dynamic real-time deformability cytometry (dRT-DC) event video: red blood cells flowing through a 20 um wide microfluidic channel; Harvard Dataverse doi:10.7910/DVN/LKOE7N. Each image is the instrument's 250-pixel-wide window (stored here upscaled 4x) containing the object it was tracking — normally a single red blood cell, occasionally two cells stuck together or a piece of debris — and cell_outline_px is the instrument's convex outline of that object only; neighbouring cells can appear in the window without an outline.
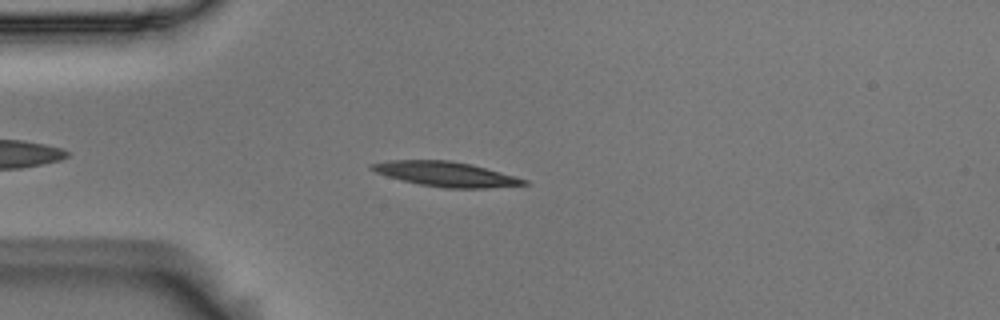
{"species": "Egyptian fruit bat (a non-hibernating species)", "species_latin": "Rousettus aegyptiacus", "temperature_condition": "room temperature", "stored_images_in_passage": 47, "camera_frame_rate_fps": 3000, "um_per_image_px": 0.085, "animal": {"sex": "male"}, "frame": {"image": 1, "passage_image": 7, "time_ms": 2.0, "image_size_px": [1000, 320], "cell_outline_px": [[532, 184], [488, 188], [444, 188], [420, 184], [388, 176], [376, 172], [368, 168], [368, 164], [388, 160], [452, 160], [472, 164], [516, 176], [528, 180]], "centroid_in_image_um": [37.94, 14.79], "position_along_channel_um": 47.1, "area_um2": 22.14}}
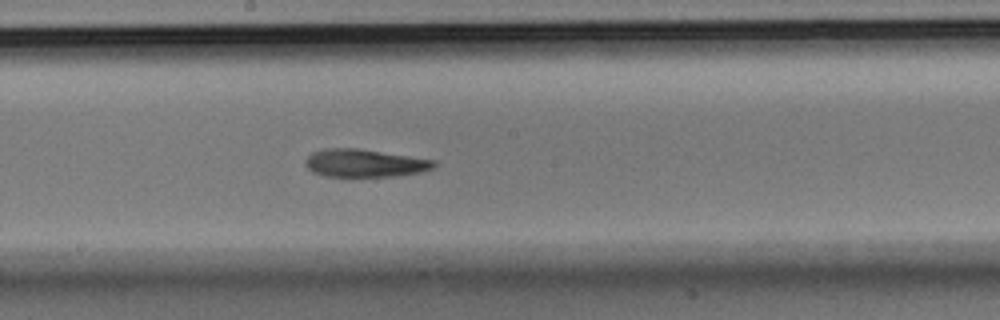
{"frame": {"image": 2, "passage_image": 22, "time_ms": 7.0, "image_size_px": [1000, 320], "cell_outline_px": [[436, 164], [432, 168], [420, 172], [396, 176], [328, 176], [312, 172], [304, 164], [304, 160], [312, 152], [324, 148], [356, 148], [436, 160]], "centroid_in_image_um": [30.96, 13.86], "position_along_channel_um": 217.2, "area_um2": 20.75}}
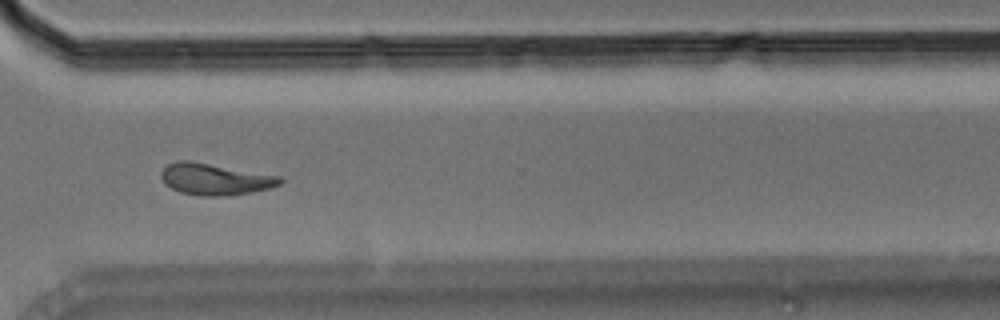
{"frame": {"image": 3, "passage_image": 33, "time_ms": 10.667, "image_size_px": [1000, 320], "cell_outline_px": [[284, 180], [280, 184], [268, 188], [252, 192], [228, 196], [200, 196], [180, 192], [164, 184], [160, 176], [160, 172], [168, 164], [176, 160], [188, 160], [280, 176]], "centroid_in_image_um": [18.24, 15.23], "position_along_channel_um": 352.4, "area_um2": 21.85}, "authors_computed_cell_mechanics": {"area_um2": 21.1548, "velocity_mm_per_s": 3.6919, "shape_relaxation_time_tau1_ms": 9.3102, "shape_relaxation_time_tau2_ms": 6.9249, "deformation_change_tau1": 0.2491, "deformation_change_tau2": 0.1451}}